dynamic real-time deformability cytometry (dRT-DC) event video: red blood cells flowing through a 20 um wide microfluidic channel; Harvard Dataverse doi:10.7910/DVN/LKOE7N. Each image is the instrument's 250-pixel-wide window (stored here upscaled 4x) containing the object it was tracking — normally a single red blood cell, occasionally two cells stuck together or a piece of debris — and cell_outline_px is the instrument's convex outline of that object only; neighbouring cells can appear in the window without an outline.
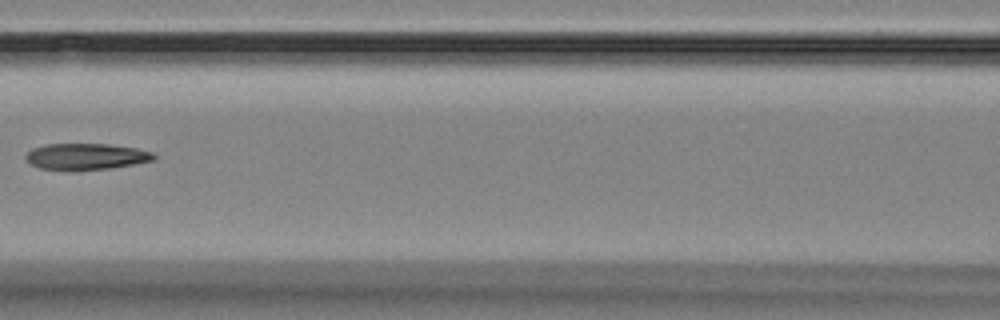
{"species": "Egyptian fruit bat (a non-hibernating species)", "species_latin": "Rousettus aegyptiacus", "temperature_condition": "room temperature", "stored_images_in_passage": 7, "camera_frame_rate_fps": 3000, "um_per_image_px": 0.085, "animal": {"sex": "female"}, "frame": {"image": 1, "passage_image": 7, "time_ms": 7.667, "image_size_px": [1000, 320], "cell_outline_px": [[156, 160], [112, 168], [40, 168], [32, 164], [24, 156], [32, 148], [48, 144], [108, 144], [136, 148], [152, 152], [156, 156]], "centroid_in_image_um": [7.38, 13.27], "position_along_channel_um": 159.2, "area_um2": 18.96}}